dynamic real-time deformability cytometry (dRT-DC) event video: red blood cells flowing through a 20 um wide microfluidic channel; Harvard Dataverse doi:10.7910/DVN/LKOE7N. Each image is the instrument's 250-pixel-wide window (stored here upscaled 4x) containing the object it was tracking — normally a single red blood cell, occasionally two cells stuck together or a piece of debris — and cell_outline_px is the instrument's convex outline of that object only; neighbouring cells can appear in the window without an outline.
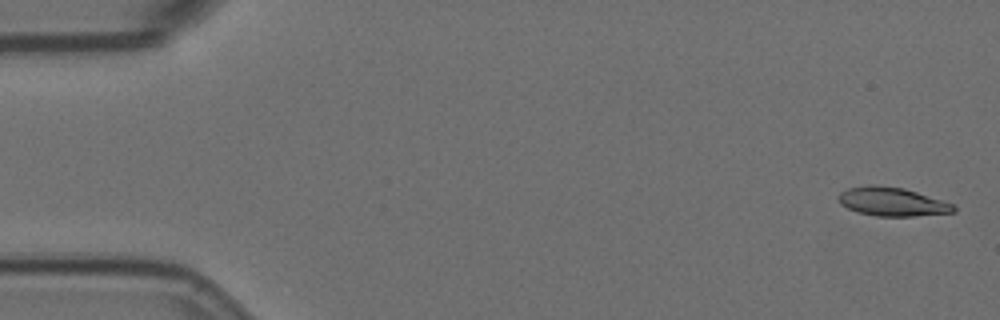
{"species": "Egyptian fruit bat (a non-hibernating species)", "species_latin": "Rousettus aegyptiacus", "temperature_condition": "room temperature", "stored_images_in_passage": 17, "camera_frame_rate_fps": 3000, "um_per_image_px": 0.085, "animal": {"sex": "female"}, "frame": {"image": 1, "passage_image": 2, "time_ms": 0.333, "image_size_px": [1000, 320], "cell_outline_px": [[956, 212], [912, 216], [876, 216], [856, 212], [840, 204], [836, 200], [836, 196], [840, 192], [848, 188], [872, 184], [876, 184], [904, 188], [952, 204], [956, 208]], "centroid_in_image_um": [75.75, 17.14], "position_along_channel_um": 9.2, "area_um2": 19.31}}
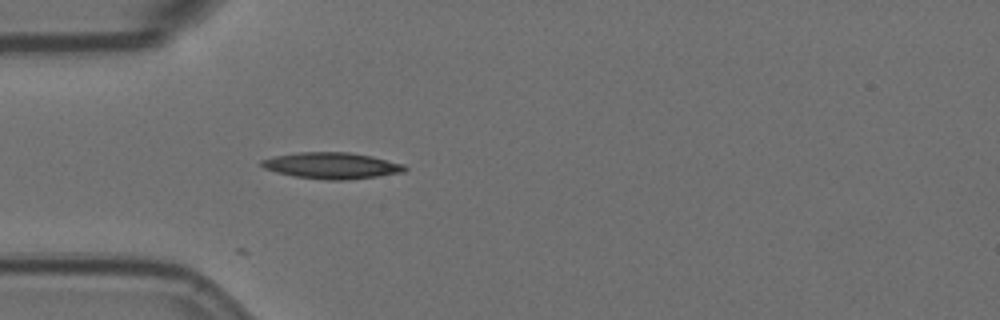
{"frame": {"image": 2, "passage_image": 17, "time_ms": 5.333, "image_size_px": [1000, 320], "cell_outline_px": [[408, 168], [404, 172], [376, 176], [344, 180], [324, 180], [292, 176], [276, 172], [264, 168], [260, 164], [260, 160], [272, 156], [296, 152], [352, 152], [372, 156], [404, 164]], "centroid_in_image_um": [28.16, 14.07], "position_along_channel_um": 56.8, "area_um2": 22.14}}